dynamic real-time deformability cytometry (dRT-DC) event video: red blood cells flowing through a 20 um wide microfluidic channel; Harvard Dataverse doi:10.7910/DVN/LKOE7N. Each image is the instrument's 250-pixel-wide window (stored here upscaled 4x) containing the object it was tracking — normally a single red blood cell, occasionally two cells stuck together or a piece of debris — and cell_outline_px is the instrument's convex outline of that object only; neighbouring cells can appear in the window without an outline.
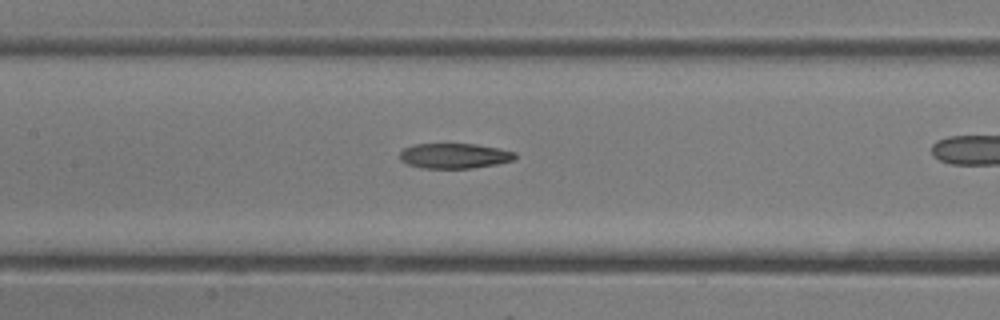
{"species": "common noctule bat (a hibernating species)", "species_latin": "Nyctalus noctula", "temperature_condition": "room temperature", "stored_images_in_passage": 21, "camera_frame_rate_fps": 3000, "um_per_image_px": 0.085, "animal": {"sex": "female"}, "frame": {"image": 1, "passage_image": 10, "time_ms": 3.0, "image_size_px": [1000, 320], "cell_outline_px": [[516, 156], [512, 160], [496, 164], [472, 168], [420, 168], [408, 164], [400, 160], [400, 152], [404, 148], [412, 144], [476, 144], [500, 148], [516, 152]], "centroid_in_image_um": [38.61, 13.24], "position_along_channel_um": 168.8, "area_um2": 16.94}}
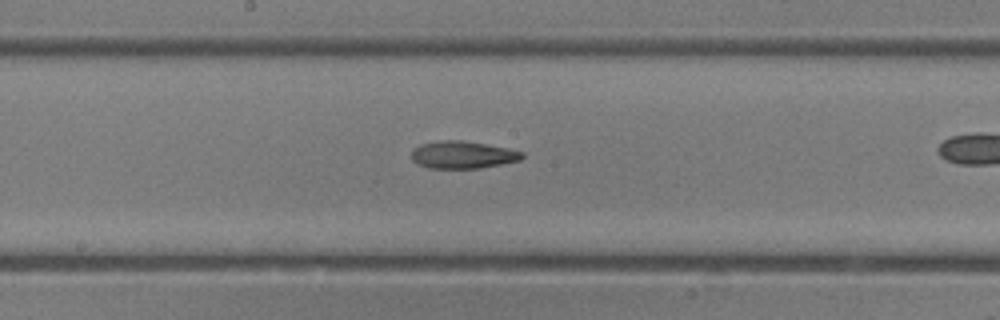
{"frame": {"image": 2, "passage_image": 12, "time_ms": 3.667, "image_size_px": [1000, 320], "cell_outline_px": [[524, 156], [520, 160], [480, 168], [428, 168], [416, 164], [412, 160], [412, 152], [420, 144], [440, 140], [460, 140], [508, 148], [524, 152]], "centroid_in_image_um": [39.32, 13.16], "position_along_channel_um": 208.9, "area_um2": 17.57}}
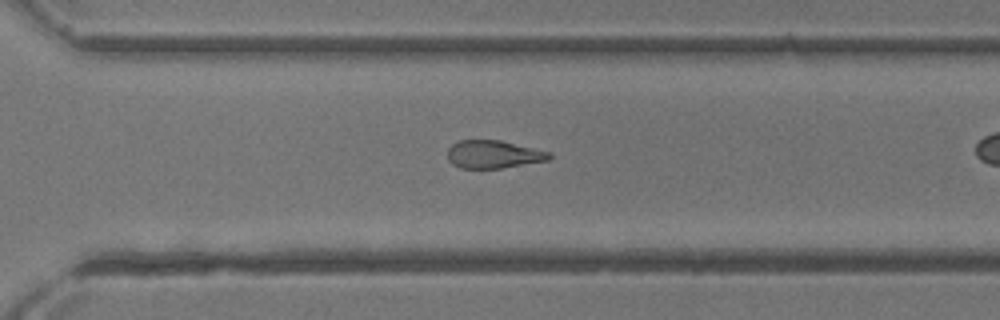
{"frame": {"image": 3, "passage_image": 18, "time_ms": 5.667, "image_size_px": [1000, 320], "cell_outline_px": [[552, 156], [548, 160], [500, 168], [460, 168], [452, 164], [448, 160], [448, 148], [452, 144], [460, 140], [500, 140], [552, 152]], "centroid_in_image_um": [41.94, 13.11], "position_along_channel_um": 328.7, "area_um2": 16.53}}